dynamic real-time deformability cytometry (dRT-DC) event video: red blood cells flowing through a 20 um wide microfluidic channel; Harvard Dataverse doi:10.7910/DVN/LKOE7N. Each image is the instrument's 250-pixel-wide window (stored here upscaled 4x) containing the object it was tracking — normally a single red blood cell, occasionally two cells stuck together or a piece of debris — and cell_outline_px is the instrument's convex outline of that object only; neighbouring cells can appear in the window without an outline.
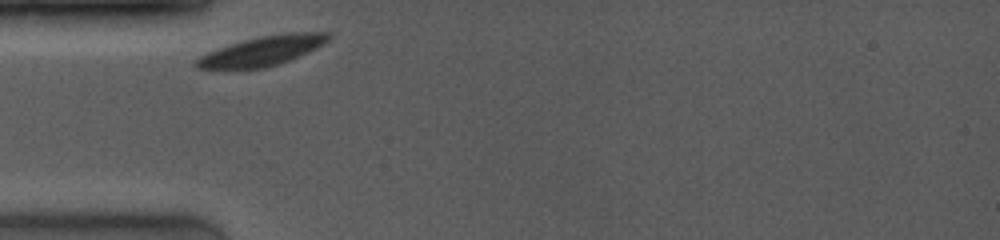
{"species": "common noctule bat (a hibernating species)", "species_latin": "Nyctalus noctula", "temperature_condition": "room temperature", "stored_images_in_passage": 25, "camera_frame_rate_fps": 4000, "um_per_image_px": 0.085, "animal": {"sex": "female", "body_mass_g": 19.0, "forearm_length_mm": 53.3}, "frame": {"image": 1, "passage_image": 1, "time_ms": 0.0, "image_size_px": [1000, 240], "cell_outline_px": [[332, 36], [324, 44], [316, 48], [280, 64], [264, 68], [196, 68], [192, 64], [200, 56], [208, 52], [244, 40], [260, 36], [288, 32], [328, 32]], "centroid_in_image_um": [22.34, 4.31], "position_along_channel_um": 62.7, "area_um2": 22.43}}
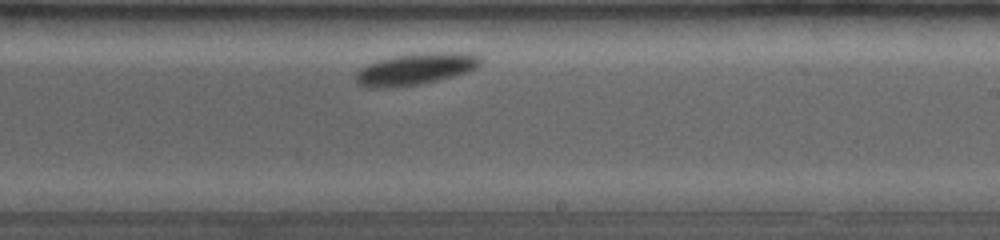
{"frame": {"image": 2, "passage_image": 15, "time_ms": 5.25, "image_size_px": [1000, 240], "cell_outline_px": [[484, 60], [476, 68], [468, 72], [420, 84], [396, 88], [368, 88], [360, 84], [356, 80], [356, 72], [360, 68], [376, 60], [396, 56], [420, 52], [468, 52], [480, 56]], "centroid_in_image_um": [35.35, 5.86], "position_along_channel_um": 253.7, "area_um2": 23.29}}
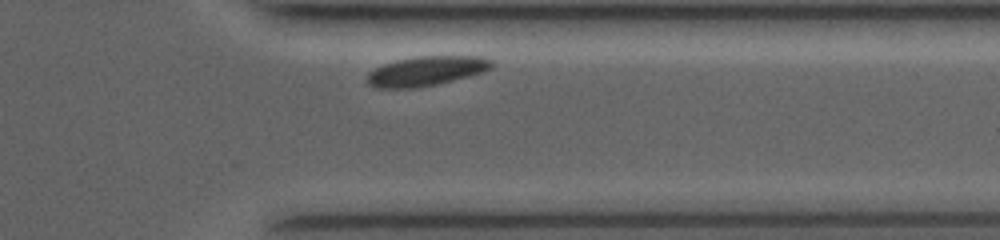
{"frame": {"image": 3, "passage_image": 22, "time_ms": 8.5, "image_size_px": [1000, 240], "cell_outline_px": [[496, 64], [492, 68], [484, 72], [436, 84], [416, 88], [376, 88], [368, 84], [368, 72], [384, 64], [396, 60], [420, 56], [480, 56], [492, 60]], "centroid_in_image_um": [36.27, 6.03], "position_along_channel_um": 375.1, "area_um2": 21.44}}